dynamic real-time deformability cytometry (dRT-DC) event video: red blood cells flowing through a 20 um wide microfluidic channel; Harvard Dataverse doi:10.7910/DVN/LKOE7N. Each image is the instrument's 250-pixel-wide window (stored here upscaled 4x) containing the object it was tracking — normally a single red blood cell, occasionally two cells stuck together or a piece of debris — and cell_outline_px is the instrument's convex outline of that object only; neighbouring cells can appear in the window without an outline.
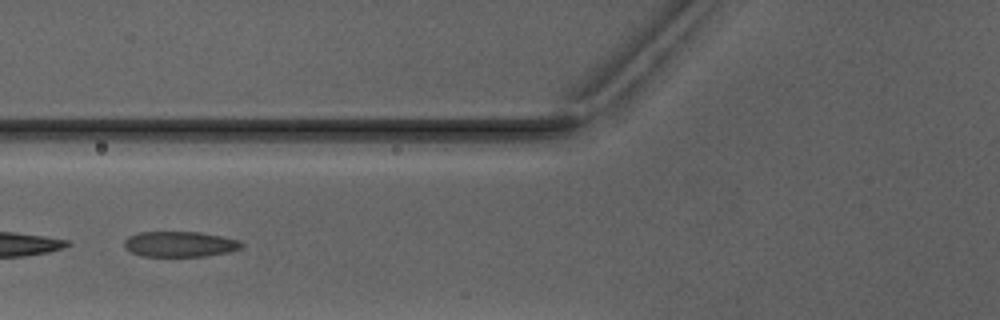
{"species": "Egyptian fruit bat (a non-hibernating species)", "species_latin": "Rousettus aegyptiacus", "temperature_condition": "warm", "stored_images_in_passage": 7, "camera_frame_rate_fps": 3000, "um_per_image_px": 0.085, "animal": {"sex": "male"}, "frame": {"image": 1, "passage_image": 7, "time_ms": 8.0, "image_size_px": [1000, 320], "cell_outline_px": [[244, 244], [240, 248], [228, 252], [204, 256], [140, 256], [124, 248], [124, 240], [128, 236], [140, 232], [200, 232], [240, 240]], "centroid_in_image_um": [15.26, 20.75], "position_along_channel_um": 110.5, "area_um2": 17.4}}